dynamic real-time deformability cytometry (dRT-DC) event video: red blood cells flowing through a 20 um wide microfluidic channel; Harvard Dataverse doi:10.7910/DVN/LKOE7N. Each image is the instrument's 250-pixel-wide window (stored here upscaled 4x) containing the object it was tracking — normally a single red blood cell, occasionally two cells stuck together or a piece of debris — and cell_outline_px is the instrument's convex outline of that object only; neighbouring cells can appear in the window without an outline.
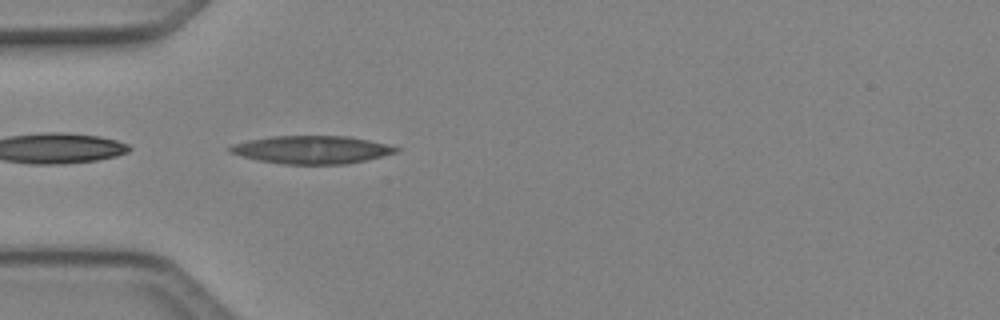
{"species": "Egyptian fruit bat (a non-hibernating species)", "species_latin": "Rousettus aegyptiacus", "temperature_condition": "cold", "stored_images_in_passage": 1, "camera_frame_rate_fps": 3000, "um_per_image_px": 0.085, "animal": {"sex": "female"}, "frame": {"image": 1, "passage_image": 1, "time_ms": 0.0, "image_size_px": [1000, 320], "cell_outline_px": [[400, 152], [348, 164], [284, 164], [256, 160], [240, 156], [228, 152], [228, 148], [232, 144], [248, 140], [272, 136], [348, 136], [388, 144], [400, 148]], "centroid_in_image_um": [26.49, 12.73], "position_along_channel_um": 58.5, "area_um2": 27.22}}